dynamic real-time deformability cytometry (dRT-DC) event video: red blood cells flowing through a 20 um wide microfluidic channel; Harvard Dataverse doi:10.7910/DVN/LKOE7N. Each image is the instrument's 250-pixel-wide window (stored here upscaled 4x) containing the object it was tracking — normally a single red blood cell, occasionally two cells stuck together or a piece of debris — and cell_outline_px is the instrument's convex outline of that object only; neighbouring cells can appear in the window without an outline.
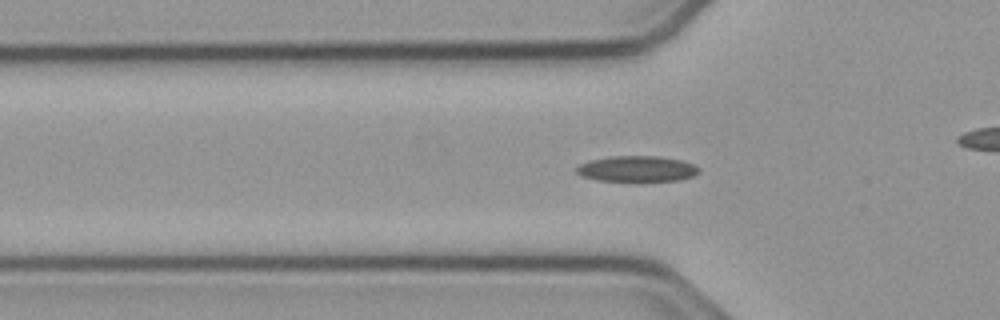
{"species": "common noctule bat (a hibernating species)", "species_latin": "Nyctalus noctula", "temperature_condition": "cold", "stored_images_in_passage": 46, "camera_frame_rate_fps": 3000, "um_per_image_px": 0.085, "animal": {"sex": "male", "body_mass_g": 23.1, "forearm_length_mm": 52.7}, "frame": {"image": 1, "passage_image": 17, "time_ms": 5.333, "image_size_px": [1000, 320], "cell_outline_px": [[700, 172], [692, 176], [680, 180], [640, 184], [596, 180], [580, 176], [576, 172], [576, 168], [580, 164], [592, 160], [612, 156], [660, 156], [680, 160], [692, 164], [700, 168]], "centroid_in_image_um": [54.15, 14.41], "position_along_channel_um": 71.7, "area_um2": 19.31}}
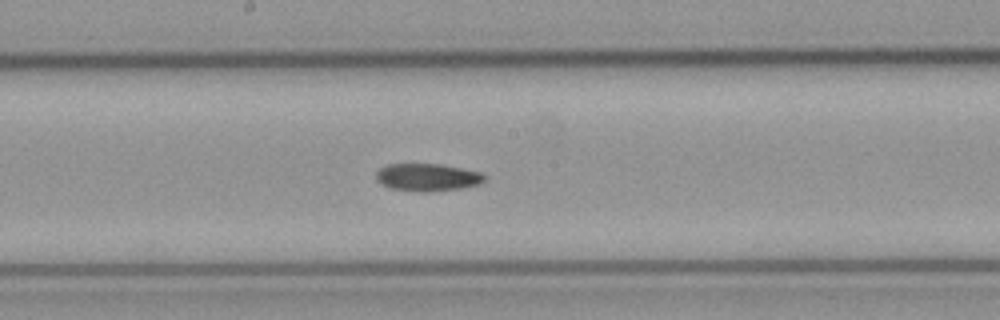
{"frame": {"image": 2, "passage_image": 28, "time_ms": 9.0, "image_size_px": [1000, 320], "cell_outline_px": [[484, 180], [480, 184], [460, 188], [428, 192], [416, 192], [392, 188], [376, 180], [376, 172], [380, 168], [388, 164], [436, 164], [460, 168], [480, 172], [484, 176]], "centroid_in_image_um": [36.31, 15.07], "position_along_channel_um": 211.9, "area_um2": 17.17}}
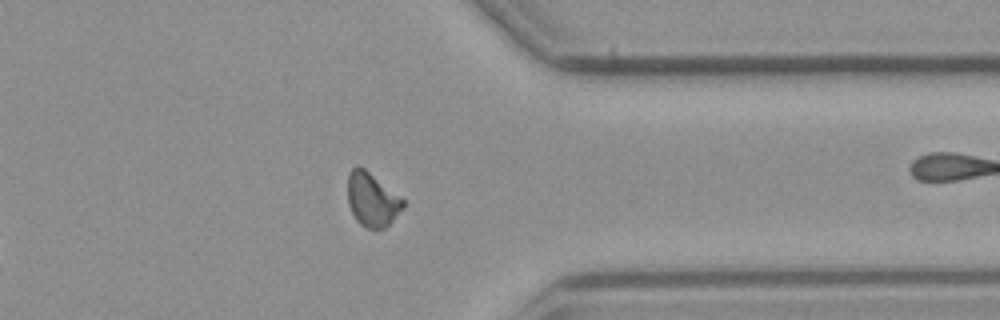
{"frame": {"image": 3, "passage_image": 42, "time_ms": 13.667, "image_size_px": [1000, 320], "cell_outline_px": [[404, 208], [384, 228], [376, 232], [360, 224], [356, 220], [348, 204], [348, 176], [352, 168], [356, 164], [364, 168], [404, 200]], "centroid_in_image_um": [31.61, 16.99], "position_along_channel_um": 379.8, "area_um2": 17.28}, "authors_computed_cell_mechanics": {"area_um2": 17.4267, "velocity_mm_per_s": 3.7947, "shape_relaxation_time_tau1_ms": null, "shape_relaxation_time_tau2_ms": 10.2633, "deformation_change_tau1": null, "deformation_change_tau2": 0.1859}}